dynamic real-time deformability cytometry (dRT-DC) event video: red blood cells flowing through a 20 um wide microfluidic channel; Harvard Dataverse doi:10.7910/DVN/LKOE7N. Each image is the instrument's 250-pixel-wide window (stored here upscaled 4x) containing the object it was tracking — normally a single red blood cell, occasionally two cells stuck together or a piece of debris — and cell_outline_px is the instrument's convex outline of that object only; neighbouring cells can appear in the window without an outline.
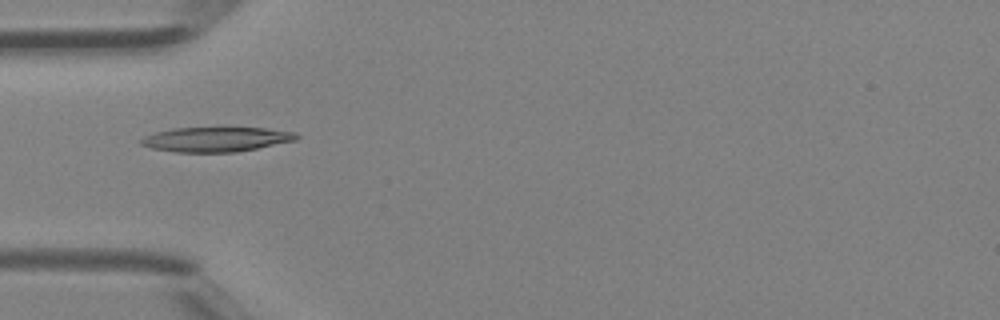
{"species": "Egyptian fruit bat (a non-hibernating species)", "species_latin": "Rousettus aegyptiacus", "temperature_condition": "room temperature", "stored_images_in_passage": 32, "camera_frame_rate_fps": 3000, "um_per_image_px": 0.085, "animal": {"sex": "female"}, "frame": {"image": 1, "passage_image": 2, "time_ms": 0.333, "image_size_px": [1000, 320], "cell_outline_px": [[300, 136], [296, 140], [236, 152], [176, 152], [152, 148], [140, 144], [140, 140], [144, 136], [156, 132], [172, 128], [264, 128], [296, 132]], "centroid_in_image_um": [18.36, 11.84], "position_along_channel_um": 66.6, "area_um2": 22.2}}
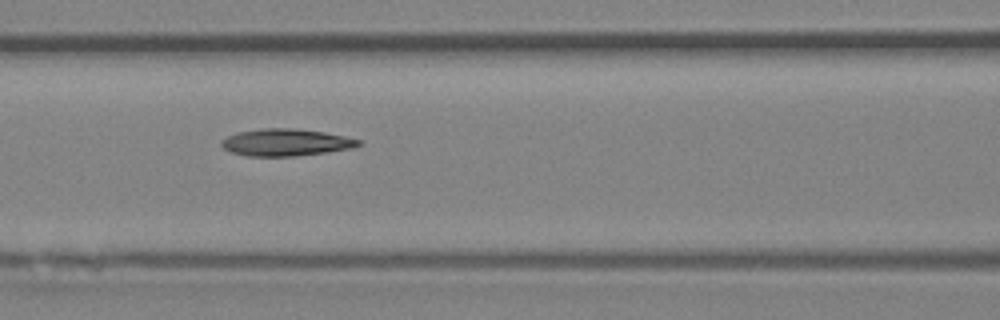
{"frame": {"image": 2, "passage_image": 7, "time_ms": 2.0, "image_size_px": [1000, 320], "cell_outline_px": [[360, 144], [352, 148], [296, 156], [244, 156], [232, 152], [224, 148], [220, 144], [220, 140], [228, 136], [240, 132], [264, 128], [288, 128], [320, 132], [360, 140]], "centroid_in_image_um": [24.22, 12.12], "position_along_channel_um": 142.4, "area_um2": 21.1}}
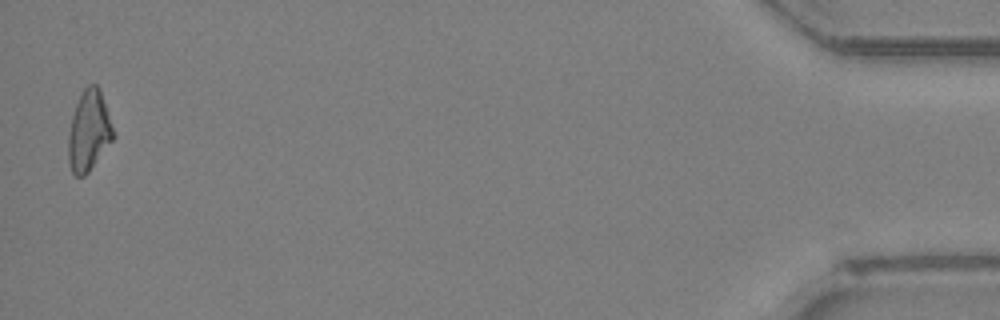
{"frame": {"image": 3, "passage_image": 32, "time_ms": 10.333, "image_size_px": [1000, 320], "cell_outline_px": [[112, 140], [88, 172], [84, 176], [76, 176], [72, 172], [68, 160], [68, 136], [72, 116], [76, 104], [84, 88], [88, 84], [96, 84], [100, 88], [112, 128]], "centroid_in_image_um": [7.52, 11.12], "position_along_channel_um": 427.7, "area_um2": 20.52}, "authors_computed_cell_mechanics": {"area_um2": 21.0392, "velocity_mm_per_s": 4.577, "shape_relaxation_time_tau1_ms": 8.5973, "shape_relaxation_time_tau2_ms": null, "deformation_change_tau1": 0.2349, "deformation_change_tau2": null}}